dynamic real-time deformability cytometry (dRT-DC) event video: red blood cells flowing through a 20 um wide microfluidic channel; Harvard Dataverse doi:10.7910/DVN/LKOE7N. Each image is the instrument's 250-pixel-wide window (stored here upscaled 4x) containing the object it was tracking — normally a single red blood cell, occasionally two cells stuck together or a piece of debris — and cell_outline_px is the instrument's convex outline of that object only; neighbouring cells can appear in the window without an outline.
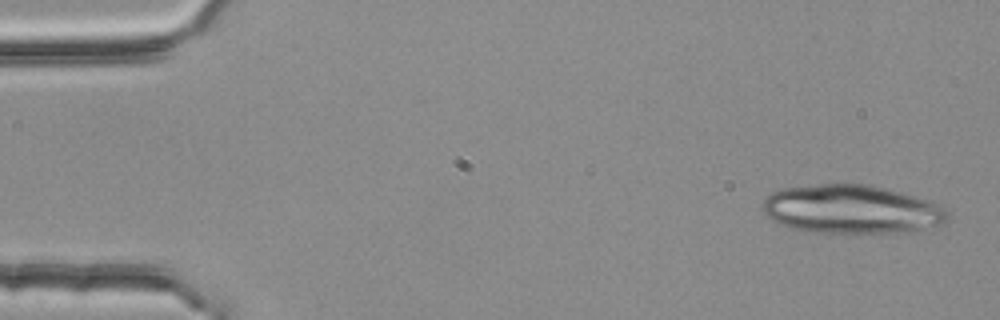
{"species": "common noctule bat (a hibernating species)", "species_latin": "Nyctalus noctula", "temperature_condition": "room temperature", "stored_images_in_passage": 4, "camera_frame_rate_fps": 3000, "um_per_image_px": 0.085, "animal": {"sex": "female", "body_mass_g": 25.1}, "frame": {"image": 1, "passage_image": 1, "time_ms": 0.0, "image_size_px": [1000, 320], "cell_outline_px": [[948, 220], [940, 224], [904, 232], [804, 232], [780, 224], [772, 220], [760, 208], [760, 204], [772, 192], [784, 188], [820, 184], [868, 184], [916, 196], [940, 204], [948, 212]], "centroid_in_image_um": [72.34, 17.78], "position_along_channel_um": 12.7, "area_um2": 52.25}}